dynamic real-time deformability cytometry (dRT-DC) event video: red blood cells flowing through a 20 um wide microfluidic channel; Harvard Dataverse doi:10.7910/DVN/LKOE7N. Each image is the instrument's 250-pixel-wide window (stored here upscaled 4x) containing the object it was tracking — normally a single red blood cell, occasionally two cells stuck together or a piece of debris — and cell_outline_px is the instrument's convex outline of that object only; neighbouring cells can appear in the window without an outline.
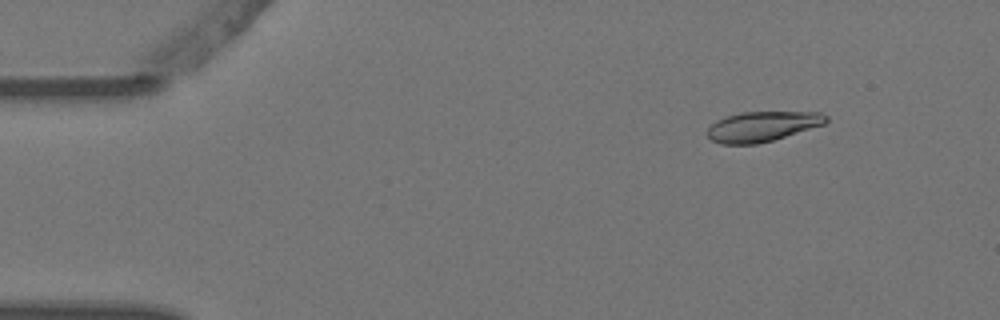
{"species": "Egyptian fruit bat (a non-hibernating species)", "species_latin": "Rousettus aegyptiacus", "temperature_condition": "warm", "stored_images_in_passage": 5, "camera_frame_rate_fps": 3000, "um_per_image_px": 0.085, "animal": {"sex": "female"}, "frame": {"image": 1, "passage_image": 1, "time_ms": 0.0, "image_size_px": [1000, 320], "cell_outline_px": [[828, 120], [824, 124], [772, 140], [756, 144], [720, 144], [712, 140], [708, 136], [708, 128], [716, 120], [724, 116], [740, 112], [820, 112], [828, 116]], "centroid_in_image_um": [64.77, 10.74], "position_along_channel_um": 20.2, "area_um2": 20.69}}
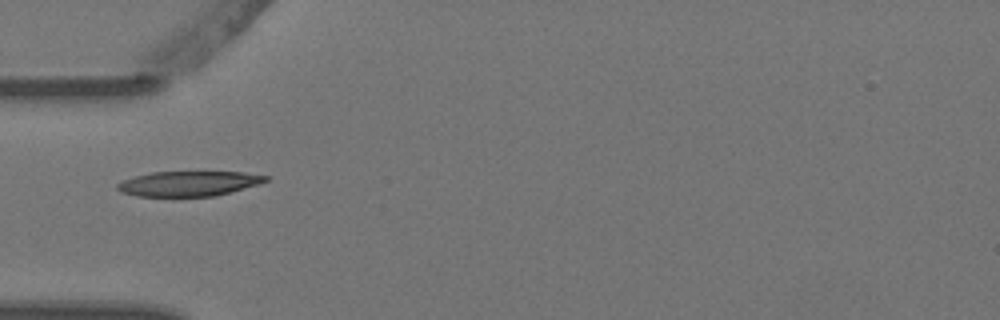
{"frame": {"image": 2, "passage_image": 4, "time_ms": 1.0, "image_size_px": [1000, 320], "cell_outline_px": [[268, 180], [260, 184], [216, 196], [136, 196], [120, 192], [116, 188], [116, 184], [124, 180], [136, 176], [152, 172], [244, 172], [268, 176]], "centroid_in_image_um": [16.05, 15.61], "position_along_channel_um": 69.0, "area_um2": 21.56}}
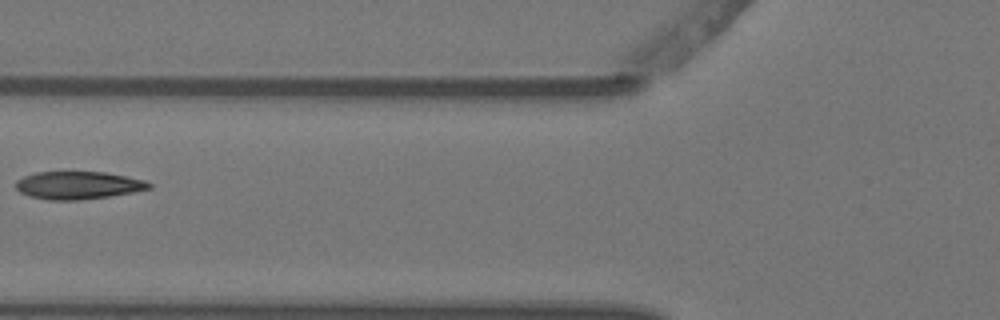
{"frame": {"image": 3, "passage_image": 5, "time_ms": 1.333, "image_size_px": [1000, 320], "cell_outline_px": [[152, 188], [132, 192], [108, 196], [80, 200], [48, 200], [28, 196], [20, 192], [16, 188], [16, 180], [24, 176], [36, 172], [104, 172], [144, 180], [152, 184]], "centroid_in_image_um": [6.61, 15.75], "position_along_channel_um": 119.2, "area_um2": 21.44}}